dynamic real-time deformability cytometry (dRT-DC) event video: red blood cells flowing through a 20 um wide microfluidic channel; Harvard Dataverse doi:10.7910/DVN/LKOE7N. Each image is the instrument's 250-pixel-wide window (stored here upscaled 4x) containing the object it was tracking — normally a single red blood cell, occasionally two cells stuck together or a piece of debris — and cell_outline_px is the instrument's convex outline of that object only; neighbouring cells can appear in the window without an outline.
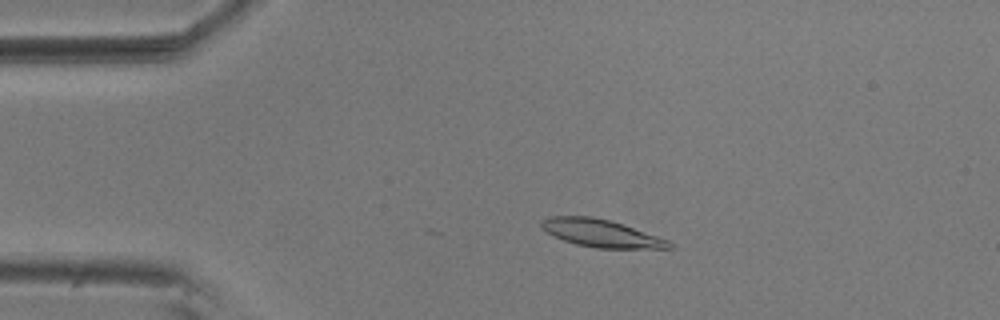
{"species": "common noctule bat (a hibernating species)", "species_latin": "Nyctalus noctula", "temperature_condition": "room temperature", "stored_images_in_passage": 25, "camera_frame_rate_fps": 3000, "um_per_image_px": 0.085, "animal": {"sex": "male", "body_mass_g": 20.5, "forearm_length_mm": 52.5}, "frame": {"image": 1, "passage_image": 10, "time_ms": 3.0, "image_size_px": [1000, 320], "cell_outline_px": [[672, 248], [596, 248], [576, 244], [564, 240], [548, 232], [540, 224], [540, 220], [548, 216], [592, 216], [608, 220], [668, 240], [672, 244]], "centroid_in_image_um": [51.05, 19.82], "position_along_channel_um": 34.0, "area_um2": 20.0}}
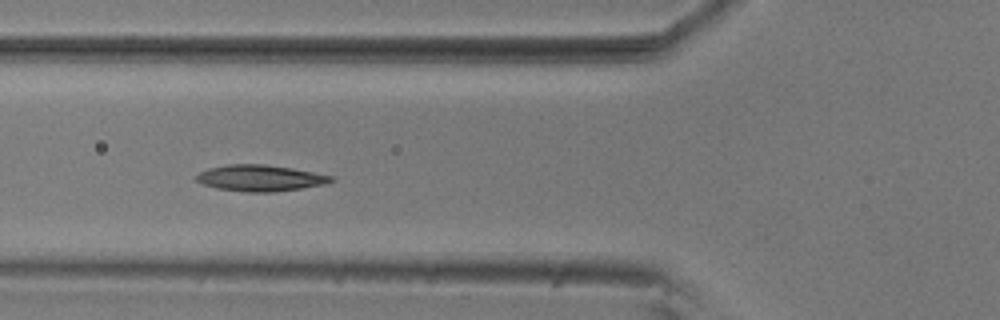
{"frame": {"image": 2, "passage_image": 19, "time_ms": 6.0, "image_size_px": [1000, 320], "cell_outline_px": [[336, 180], [328, 184], [276, 192], [244, 192], [216, 188], [204, 184], [196, 180], [196, 176], [200, 172], [208, 168], [228, 164], [264, 164], [292, 168], [332, 176]], "centroid_in_image_um": [22.14, 15.14], "position_along_channel_um": 103.7, "area_um2": 20.69}}
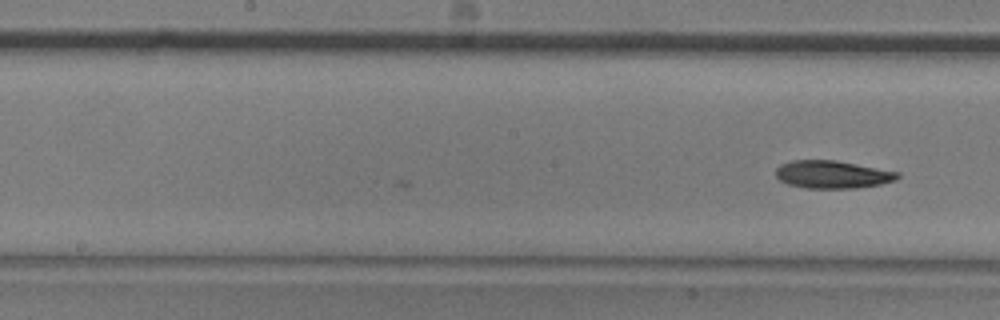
{"frame": {"image": 3, "passage_image": 25, "time_ms": 8.0, "image_size_px": [1000, 320], "cell_outline_px": [[900, 176], [896, 180], [880, 184], [856, 188], [804, 188], [788, 184], [780, 180], [776, 176], [776, 168], [780, 164], [792, 160], [836, 160], [900, 172]], "centroid_in_image_um": [70.75, 14.82], "position_along_channel_um": 177.4, "area_um2": 19.77}}